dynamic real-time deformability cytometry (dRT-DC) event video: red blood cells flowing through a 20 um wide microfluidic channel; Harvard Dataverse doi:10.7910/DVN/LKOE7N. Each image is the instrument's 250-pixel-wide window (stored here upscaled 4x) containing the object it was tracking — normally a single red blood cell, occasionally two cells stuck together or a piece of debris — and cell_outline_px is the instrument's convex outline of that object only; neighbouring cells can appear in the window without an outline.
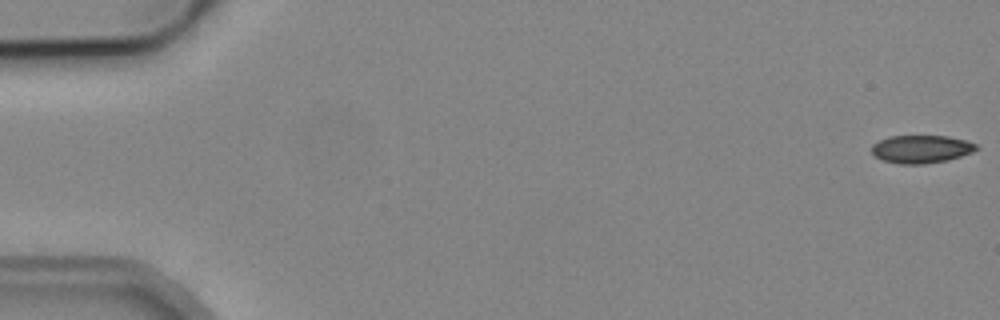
{"species": "common noctule bat (a hibernating species)", "species_latin": "Nyctalus noctula", "temperature_condition": "cold", "stored_images_in_passage": 3, "camera_frame_rate_fps": 3000, "um_per_image_px": 0.085, "animal": {"sex": "male", "body_mass_g": 19.2, "forearm_length_mm": 51.8}, "frame": {"image": 1, "passage_image": 1, "time_ms": 0.0, "image_size_px": [1000, 320], "cell_outline_px": [[980, 148], [972, 152], [948, 160], [924, 164], [900, 164], [884, 160], [872, 156], [872, 144], [888, 136], [948, 136], [964, 140], [976, 144]], "centroid_in_image_um": [78.29, 12.67], "position_along_channel_um": 6.7, "area_um2": 17.05}}